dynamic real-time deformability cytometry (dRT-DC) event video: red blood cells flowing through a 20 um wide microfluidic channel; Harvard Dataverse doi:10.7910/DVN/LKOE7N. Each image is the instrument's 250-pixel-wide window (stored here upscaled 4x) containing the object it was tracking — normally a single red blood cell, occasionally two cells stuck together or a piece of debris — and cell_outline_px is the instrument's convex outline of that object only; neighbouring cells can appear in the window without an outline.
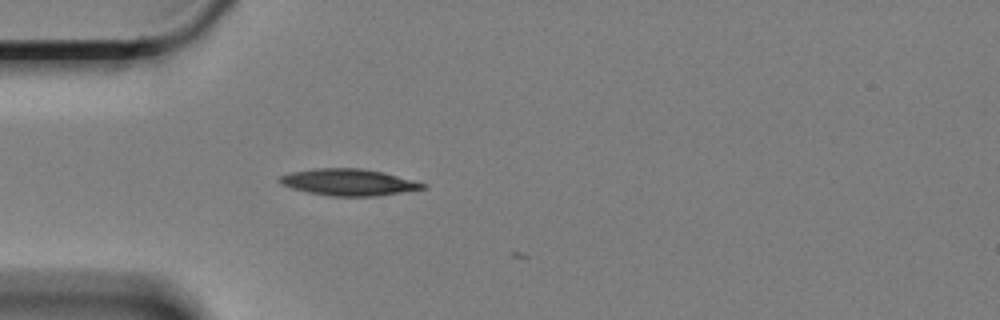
{"species": "Egyptian fruit bat (a non-hibernating species)", "species_latin": "Rousettus aegyptiacus", "temperature_condition": "cold", "stored_images_in_passage": 4, "camera_frame_rate_fps": 3000, "um_per_image_px": 0.085, "animal": {"sex": "female"}, "frame": {"image": 1, "passage_image": 3, "time_ms": 0.667, "image_size_px": [1000, 320], "cell_outline_px": [[428, 188], [376, 196], [332, 196], [308, 192], [292, 188], [284, 184], [280, 180], [280, 176], [288, 172], [312, 168], [360, 168], [384, 172], [428, 184]], "centroid_in_image_um": [29.67, 15.48], "position_along_channel_um": 55.3, "area_um2": 22.2}}